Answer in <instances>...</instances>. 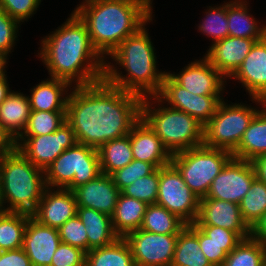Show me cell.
Wrapping results in <instances>:
<instances>
[{
	"instance_id": "obj_14",
	"label": "cell",
	"mask_w": 266,
	"mask_h": 266,
	"mask_svg": "<svg viewBox=\"0 0 266 266\" xmlns=\"http://www.w3.org/2000/svg\"><path fill=\"white\" fill-rule=\"evenodd\" d=\"M157 97L170 105V108L186 112L205 125L215 114L220 95H197L178 85L167 73L164 76L161 91ZM165 101V102H164Z\"/></svg>"
},
{
	"instance_id": "obj_16",
	"label": "cell",
	"mask_w": 266,
	"mask_h": 266,
	"mask_svg": "<svg viewBox=\"0 0 266 266\" xmlns=\"http://www.w3.org/2000/svg\"><path fill=\"white\" fill-rule=\"evenodd\" d=\"M196 226H216L236 232L242 239L251 235L238 204L218 199H200Z\"/></svg>"
},
{
	"instance_id": "obj_23",
	"label": "cell",
	"mask_w": 266,
	"mask_h": 266,
	"mask_svg": "<svg viewBox=\"0 0 266 266\" xmlns=\"http://www.w3.org/2000/svg\"><path fill=\"white\" fill-rule=\"evenodd\" d=\"M50 78L30 89L28 99L31 111H66L69 97L67 92L72 86L64 80Z\"/></svg>"
},
{
	"instance_id": "obj_15",
	"label": "cell",
	"mask_w": 266,
	"mask_h": 266,
	"mask_svg": "<svg viewBox=\"0 0 266 266\" xmlns=\"http://www.w3.org/2000/svg\"><path fill=\"white\" fill-rule=\"evenodd\" d=\"M167 74L178 85L197 95H221L227 80L205 56L189 63L179 74Z\"/></svg>"
},
{
	"instance_id": "obj_33",
	"label": "cell",
	"mask_w": 266,
	"mask_h": 266,
	"mask_svg": "<svg viewBox=\"0 0 266 266\" xmlns=\"http://www.w3.org/2000/svg\"><path fill=\"white\" fill-rule=\"evenodd\" d=\"M32 215L22 212L0 214V249L15 250L23 247L24 233Z\"/></svg>"
},
{
	"instance_id": "obj_8",
	"label": "cell",
	"mask_w": 266,
	"mask_h": 266,
	"mask_svg": "<svg viewBox=\"0 0 266 266\" xmlns=\"http://www.w3.org/2000/svg\"><path fill=\"white\" fill-rule=\"evenodd\" d=\"M101 174L96 148L76 143L63 151L45 171V185L49 188L73 190Z\"/></svg>"
},
{
	"instance_id": "obj_46",
	"label": "cell",
	"mask_w": 266,
	"mask_h": 266,
	"mask_svg": "<svg viewBox=\"0 0 266 266\" xmlns=\"http://www.w3.org/2000/svg\"><path fill=\"white\" fill-rule=\"evenodd\" d=\"M0 266H32L23 248L6 250L0 258Z\"/></svg>"
},
{
	"instance_id": "obj_32",
	"label": "cell",
	"mask_w": 266,
	"mask_h": 266,
	"mask_svg": "<svg viewBox=\"0 0 266 266\" xmlns=\"http://www.w3.org/2000/svg\"><path fill=\"white\" fill-rule=\"evenodd\" d=\"M187 224L158 204H148L139 229L156 234L178 235Z\"/></svg>"
},
{
	"instance_id": "obj_39",
	"label": "cell",
	"mask_w": 266,
	"mask_h": 266,
	"mask_svg": "<svg viewBox=\"0 0 266 266\" xmlns=\"http://www.w3.org/2000/svg\"><path fill=\"white\" fill-rule=\"evenodd\" d=\"M155 169L151 163L134 159L131 163L113 172L110 176L114 184L121 191L138 178L151 174Z\"/></svg>"
},
{
	"instance_id": "obj_25",
	"label": "cell",
	"mask_w": 266,
	"mask_h": 266,
	"mask_svg": "<svg viewBox=\"0 0 266 266\" xmlns=\"http://www.w3.org/2000/svg\"><path fill=\"white\" fill-rule=\"evenodd\" d=\"M77 216L86 228L88 252L93 248L107 246L119 238L113 230L111 216L85 207H77Z\"/></svg>"
},
{
	"instance_id": "obj_31",
	"label": "cell",
	"mask_w": 266,
	"mask_h": 266,
	"mask_svg": "<svg viewBox=\"0 0 266 266\" xmlns=\"http://www.w3.org/2000/svg\"><path fill=\"white\" fill-rule=\"evenodd\" d=\"M97 151L101 173L106 175H111L134 160L129 134L104 143Z\"/></svg>"
},
{
	"instance_id": "obj_51",
	"label": "cell",
	"mask_w": 266,
	"mask_h": 266,
	"mask_svg": "<svg viewBox=\"0 0 266 266\" xmlns=\"http://www.w3.org/2000/svg\"><path fill=\"white\" fill-rule=\"evenodd\" d=\"M8 56L5 55L3 52L0 51V76L5 74V68L7 63Z\"/></svg>"
},
{
	"instance_id": "obj_54",
	"label": "cell",
	"mask_w": 266,
	"mask_h": 266,
	"mask_svg": "<svg viewBox=\"0 0 266 266\" xmlns=\"http://www.w3.org/2000/svg\"><path fill=\"white\" fill-rule=\"evenodd\" d=\"M3 252H4V250L0 249V258H1L2 254H3Z\"/></svg>"
},
{
	"instance_id": "obj_20",
	"label": "cell",
	"mask_w": 266,
	"mask_h": 266,
	"mask_svg": "<svg viewBox=\"0 0 266 266\" xmlns=\"http://www.w3.org/2000/svg\"><path fill=\"white\" fill-rule=\"evenodd\" d=\"M60 243L57 228L44 226L33 217L28 220L22 248L32 266H50Z\"/></svg>"
},
{
	"instance_id": "obj_21",
	"label": "cell",
	"mask_w": 266,
	"mask_h": 266,
	"mask_svg": "<svg viewBox=\"0 0 266 266\" xmlns=\"http://www.w3.org/2000/svg\"><path fill=\"white\" fill-rule=\"evenodd\" d=\"M78 207L91 208L112 216L120 190L110 175L101 173L95 179L72 190Z\"/></svg>"
},
{
	"instance_id": "obj_36",
	"label": "cell",
	"mask_w": 266,
	"mask_h": 266,
	"mask_svg": "<svg viewBox=\"0 0 266 266\" xmlns=\"http://www.w3.org/2000/svg\"><path fill=\"white\" fill-rule=\"evenodd\" d=\"M66 121V111H31L26 129L21 136L54 133Z\"/></svg>"
},
{
	"instance_id": "obj_12",
	"label": "cell",
	"mask_w": 266,
	"mask_h": 266,
	"mask_svg": "<svg viewBox=\"0 0 266 266\" xmlns=\"http://www.w3.org/2000/svg\"><path fill=\"white\" fill-rule=\"evenodd\" d=\"M256 178L251 162L232 157L214 178L206 197L240 204Z\"/></svg>"
},
{
	"instance_id": "obj_22",
	"label": "cell",
	"mask_w": 266,
	"mask_h": 266,
	"mask_svg": "<svg viewBox=\"0 0 266 266\" xmlns=\"http://www.w3.org/2000/svg\"><path fill=\"white\" fill-rule=\"evenodd\" d=\"M133 158L161 168L171 163L172 154L161 139L141 118L129 133Z\"/></svg>"
},
{
	"instance_id": "obj_53",
	"label": "cell",
	"mask_w": 266,
	"mask_h": 266,
	"mask_svg": "<svg viewBox=\"0 0 266 266\" xmlns=\"http://www.w3.org/2000/svg\"><path fill=\"white\" fill-rule=\"evenodd\" d=\"M4 212V208H3V205H2V202H1V197H0V214Z\"/></svg>"
},
{
	"instance_id": "obj_45",
	"label": "cell",
	"mask_w": 266,
	"mask_h": 266,
	"mask_svg": "<svg viewBox=\"0 0 266 266\" xmlns=\"http://www.w3.org/2000/svg\"><path fill=\"white\" fill-rule=\"evenodd\" d=\"M217 244H239L243 239L234 231L216 226H197Z\"/></svg>"
},
{
	"instance_id": "obj_38",
	"label": "cell",
	"mask_w": 266,
	"mask_h": 266,
	"mask_svg": "<svg viewBox=\"0 0 266 266\" xmlns=\"http://www.w3.org/2000/svg\"><path fill=\"white\" fill-rule=\"evenodd\" d=\"M158 186L159 168H156L151 174L138 178L120 192L123 195L144 201L147 204H155L157 201Z\"/></svg>"
},
{
	"instance_id": "obj_27",
	"label": "cell",
	"mask_w": 266,
	"mask_h": 266,
	"mask_svg": "<svg viewBox=\"0 0 266 266\" xmlns=\"http://www.w3.org/2000/svg\"><path fill=\"white\" fill-rule=\"evenodd\" d=\"M148 204L144 201L123 195L121 192L112 219V227L119 237L138 230L143 222V217Z\"/></svg>"
},
{
	"instance_id": "obj_2",
	"label": "cell",
	"mask_w": 266,
	"mask_h": 266,
	"mask_svg": "<svg viewBox=\"0 0 266 266\" xmlns=\"http://www.w3.org/2000/svg\"><path fill=\"white\" fill-rule=\"evenodd\" d=\"M38 53L52 78L86 86L104 79L105 60L93 47L84 22L73 11L62 26L41 39Z\"/></svg>"
},
{
	"instance_id": "obj_43",
	"label": "cell",
	"mask_w": 266,
	"mask_h": 266,
	"mask_svg": "<svg viewBox=\"0 0 266 266\" xmlns=\"http://www.w3.org/2000/svg\"><path fill=\"white\" fill-rule=\"evenodd\" d=\"M86 252L66 243H60L50 266H85Z\"/></svg>"
},
{
	"instance_id": "obj_44",
	"label": "cell",
	"mask_w": 266,
	"mask_h": 266,
	"mask_svg": "<svg viewBox=\"0 0 266 266\" xmlns=\"http://www.w3.org/2000/svg\"><path fill=\"white\" fill-rule=\"evenodd\" d=\"M42 0H0V9L17 21H28L39 7ZM31 16V17H30Z\"/></svg>"
},
{
	"instance_id": "obj_13",
	"label": "cell",
	"mask_w": 266,
	"mask_h": 266,
	"mask_svg": "<svg viewBox=\"0 0 266 266\" xmlns=\"http://www.w3.org/2000/svg\"><path fill=\"white\" fill-rule=\"evenodd\" d=\"M136 266H171L178 235L156 234L141 229L124 237Z\"/></svg>"
},
{
	"instance_id": "obj_40",
	"label": "cell",
	"mask_w": 266,
	"mask_h": 266,
	"mask_svg": "<svg viewBox=\"0 0 266 266\" xmlns=\"http://www.w3.org/2000/svg\"><path fill=\"white\" fill-rule=\"evenodd\" d=\"M58 234L62 243L78 247L88 252V236L86 228L76 215L58 228Z\"/></svg>"
},
{
	"instance_id": "obj_7",
	"label": "cell",
	"mask_w": 266,
	"mask_h": 266,
	"mask_svg": "<svg viewBox=\"0 0 266 266\" xmlns=\"http://www.w3.org/2000/svg\"><path fill=\"white\" fill-rule=\"evenodd\" d=\"M233 154L222 149L197 146L172 154L171 163L181 173L185 183L200 199L206 197L214 178Z\"/></svg>"
},
{
	"instance_id": "obj_34",
	"label": "cell",
	"mask_w": 266,
	"mask_h": 266,
	"mask_svg": "<svg viewBox=\"0 0 266 266\" xmlns=\"http://www.w3.org/2000/svg\"><path fill=\"white\" fill-rule=\"evenodd\" d=\"M266 245L253 237L243 239L226 257L223 266H265Z\"/></svg>"
},
{
	"instance_id": "obj_9",
	"label": "cell",
	"mask_w": 266,
	"mask_h": 266,
	"mask_svg": "<svg viewBox=\"0 0 266 266\" xmlns=\"http://www.w3.org/2000/svg\"><path fill=\"white\" fill-rule=\"evenodd\" d=\"M259 109L241 104L228 105L222 100L215 114L204 125L203 144L233 153Z\"/></svg>"
},
{
	"instance_id": "obj_18",
	"label": "cell",
	"mask_w": 266,
	"mask_h": 266,
	"mask_svg": "<svg viewBox=\"0 0 266 266\" xmlns=\"http://www.w3.org/2000/svg\"><path fill=\"white\" fill-rule=\"evenodd\" d=\"M77 207L71 190L46 187L32 217L44 226L58 229L77 215Z\"/></svg>"
},
{
	"instance_id": "obj_29",
	"label": "cell",
	"mask_w": 266,
	"mask_h": 266,
	"mask_svg": "<svg viewBox=\"0 0 266 266\" xmlns=\"http://www.w3.org/2000/svg\"><path fill=\"white\" fill-rule=\"evenodd\" d=\"M171 266H212L201 251L194 223L178 234Z\"/></svg>"
},
{
	"instance_id": "obj_42",
	"label": "cell",
	"mask_w": 266,
	"mask_h": 266,
	"mask_svg": "<svg viewBox=\"0 0 266 266\" xmlns=\"http://www.w3.org/2000/svg\"><path fill=\"white\" fill-rule=\"evenodd\" d=\"M19 24V21L0 9V51L7 56L17 41Z\"/></svg>"
},
{
	"instance_id": "obj_49",
	"label": "cell",
	"mask_w": 266,
	"mask_h": 266,
	"mask_svg": "<svg viewBox=\"0 0 266 266\" xmlns=\"http://www.w3.org/2000/svg\"><path fill=\"white\" fill-rule=\"evenodd\" d=\"M15 148V141L0 125V158Z\"/></svg>"
},
{
	"instance_id": "obj_30",
	"label": "cell",
	"mask_w": 266,
	"mask_h": 266,
	"mask_svg": "<svg viewBox=\"0 0 266 266\" xmlns=\"http://www.w3.org/2000/svg\"><path fill=\"white\" fill-rule=\"evenodd\" d=\"M85 266H136L131 248L124 237L113 243L93 248L86 253Z\"/></svg>"
},
{
	"instance_id": "obj_24",
	"label": "cell",
	"mask_w": 266,
	"mask_h": 266,
	"mask_svg": "<svg viewBox=\"0 0 266 266\" xmlns=\"http://www.w3.org/2000/svg\"><path fill=\"white\" fill-rule=\"evenodd\" d=\"M30 113L28 96L12 90L0 105V125L16 141L26 129Z\"/></svg>"
},
{
	"instance_id": "obj_52",
	"label": "cell",
	"mask_w": 266,
	"mask_h": 266,
	"mask_svg": "<svg viewBox=\"0 0 266 266\" xmlns=\"http://www.w3.org/2000/svg\"><path fill=\"white\" fill-rule=\"evenodd\" d=\"M98 1H103V0H85L83 1L81 4L79 5H83V4H88V3H93V2H98Z\"/></svg>"
},
{
	"instance_id": "obj_17",
	"label": "cell",
	"mask_w": 266,
	"mask_h": 266,
	"mask_svg": "<svg viewBox=\"0 0 266 266\" xmlns=\"http://www.w3.org/2000/svg\"><path fill=\"white\" fill-rule=\"evenodd\" d=\"M239 80L252 98L263 106L266 103V36L256 41L242 65L231 76Z\"/></svg>"
},
{
	"instance_id": "obj_37",
	"label": "cell",
	"mask_w": 266,
	"mask_h": 266,
	"mask_svg": "<svg viewBox=\"0 0 266 266\" xmlns=\"http://www.w3.org/2000/svg\"><path fill=\"white\" fill-rule=\"evenodd\" d=\"M207 10L206 18L199 24L198 30L208 37L211 36L212 43L228 37L227 3L220 6H209Z\"/></svg>"
},
{
	"instance_id": "obj_26",
	"label": "cell",
	"mask_w": 266,
	"mask_h": 266,
	"mask_svg": "<svg viewBox=\"0 0 266 266\" xmlns=\"http://www.w3.org/2000/svg\"><path fill=\"white\" fill-rule=\"evenodd\" d=\"M251 120L247 130L232 153L234 158L251 162L260 155L266 154V103Z\"/></svg>"
},
{
	"instance_id": "obj_11",
	"label": "cell",
	"mask_w": 266,
	"mask_h": 266,
	"mask_svg": "<svg viewBox=\"0 0 266 266\" xmlns=\"http://www.w3.org/2000/svg\"><path fill=\"white\" fill-rule=\"evenodd\" d=\"M77 143L71 125L65 121L51 134L20 136L15 147L36 167L45 171L66 149Z\"/></svg>"
},
{
	"instance_id": "obj_4",
	"label": "cell",
	"mask_w": 266,
	"mask_h": 266,
	"mask_svg": "<svg viewBox=\"0 0 266 266\" xmlns=\"http://www.w3.org/2000/svg\"><path fill=\"white\" fill-rule=\"evenodd\" d=\"M143 25L127 37L110 56L127 71H117V66L105 62L104 79L112 86L130 92L141 98L157 96L167 72L157 70V57L148 31ZM122 74V75H121Z\"/></svg>"
},
{
	"instance_id": "obj_19",
	"label": "cell",
	"mask_w": 266,
	"mask_h": 266,
	"mask_svg": "<svg viewBox=\"0 0 266 266\" xmlns=\"http://www.w3.org/2000/svg\"><path fill=\"white\" fill-rule=\"evenodd\" d=\"M262 39L228 36L212 43L204 56L225 78L229 79L242 65L255 42Z\"/></svg>"
},
{
	"instance_id": "obj_3",
	"label": "cell",
	"mask_w": 266,
	"mask_h": 266,
	"mask_svg": "<svg viewBox=\"0 0 266 266\" xmlns=\"http://www.w3.org/2000/svg\"><path fill=\"white\" fill-rule=\"evenodd\" d=\"M152 7V0H103L77 5L74 12L86 25L93 47L105 59L152 21Z\"/></svg>"
},
{
	"instance_id": "obj_47",
	"label": "cell",
	"mask_w": 266,
	"mask_h": 266,
	"mask_svg": "<svg viewBox=\"0 0 266 266\" xmlns=\"http://www.w3.org/2000/svg\"><path fill=\"white\" fill-rule=\"evenodd\" d=\"M250 236L266 245V213L251 228Z\"/></svg>"
},
{
	"instance_id": "obj_48",
	"label": "cell",
	"mask_w": 266,
	"mask_h": 266,
	"mask_svg": "<svg viewBox=\"0 0 266 266\" xmlns=\"http://www.w3.org/2000/svg\"><path fill=\"white\" fill-rule=\"evenodd\" d=\"M251 163L254 167L256 178L266 184V154L258 156Z\"/></svg>"
},
{
	"instance_id": "obj_6",
	"label": "cell",
	"mask_w": 266,
	"mask_h": 266,
	"mask_svg": "<svg viewBox=\"0 0 266 266\" xmlns=\"http://www.w3.org/2000/svg\"><path fill=\"white\" fill-rule=\"evenodd\" d=\"M150 99L154 100V104L158 103L156 108ZM160 104L162 105V101L157 96L143 98L141 118L156 133L171 154L203 145L204 125L202 123L186 112Z\"/></svg>"
},
{
	"instance_id": "obj_35",
	"label": "cell",
	"mask_w": 266,
	"mask_h": 266,
	"mask_svg": "<svg viewBox=\"0 0 266 266\" xmlns=\"http://www.w3.org/2000/svg\"><path fill=\"white\" fill-rule=\"evenodd\" d=\"M239 207L243 220L252 228L266 213V184L255 178Z\"/></svg>"
},
{
	"instance_id": "obj_10",
	"label": "cell",
	"mask_w": 266,
	"mask_h": 266,
	"mask_svg": "<svg viewBox=\"0 0 266 266\" xmlns=\"http://www.w3.org/2000/svg\"><path fill=\"white\" fill-rule=\"evenodd\" d=\"M156 204L163 206L188 225L198 218L200 198L191 191L181 173L170 163L159 168Z\"/></svg>"
},
{
	"instance_id": "obj_50",
	"label": "cell",
	"mask_w": 266,
	"mask_h": 266,
	"mask_svg": "<svg viewBox=\"0 0 266 266\" xmlns=\"http://www.w3.org/2000/svg\"><path fill=\"white\" fill-rule=\"evenodd\" d=\"M7 74H3L0 76V105L2 102L8 97V95L12 92L9 88L7 81Z\"/></svg>"
},
{
	"instance_id": "obj_1",
	"label": "cell",
	"mask_w": 266,
	"mask_h": 266,
	"mask_svg": "<svg viewBox=\"0 0 266 266\" xmlns=\"http://www.w3.org/2000/svg\"><path fill=\"white\" fill-rule=\"evenodd\" d=\"M70 92L66 121L79 144L98 149L108 141L128 135L141 119L143 98L114 87L105 79L74 86Z\"/></svg>"
},
{
	"instance_id": "obj_41",
	"label": "cell",
	"mask_w": 266,
	"mask_h": 266,
	"mask_svg": "<svg viewBox=\"0 0 266 266\" xmlns=\"http://www.w3.org/2000/svg\"><path fill=\"white\" fill-rule=\"evenodd\" d=\"M197 238L201 251L207 257V260L212 266H223L227 255L238 245V244H217L207 237L197 227Z\"/></svg>"
},
{
	"instance_id": "obj_5",
	"label": "cell",
	"mask_w": 266,
	"mask_h": 266,
	"mask_svg": "<svg viewBox=\"0 0 266 266\" xmlns=\"http://www.w3.org/2000/svg\"><path fill=\"white\" fill-rule=\"evenodd\" d=\"M45 188L44 170L30 162L18 148L0 158V197L5 212L32 215ZM5 203L9 205L5 207Z\"/></svg>"
},
{
	"instance_id": "obj_28",
	"label": "cell",
	"mask_w": 266,
	"mask_h": 266,
	"mask_svg": "<svg viewBox=\"0 0 266 266\" xmlns=\"http://www.w3.org/2000/svg\"><path fill=\"white\" fill-rule=\"evenodd\" d=\"M246 0L227 2L229 36L240 38H264L266 25L258 26L256 18L249 13Z\"/></svg>"
}]
</instances>
